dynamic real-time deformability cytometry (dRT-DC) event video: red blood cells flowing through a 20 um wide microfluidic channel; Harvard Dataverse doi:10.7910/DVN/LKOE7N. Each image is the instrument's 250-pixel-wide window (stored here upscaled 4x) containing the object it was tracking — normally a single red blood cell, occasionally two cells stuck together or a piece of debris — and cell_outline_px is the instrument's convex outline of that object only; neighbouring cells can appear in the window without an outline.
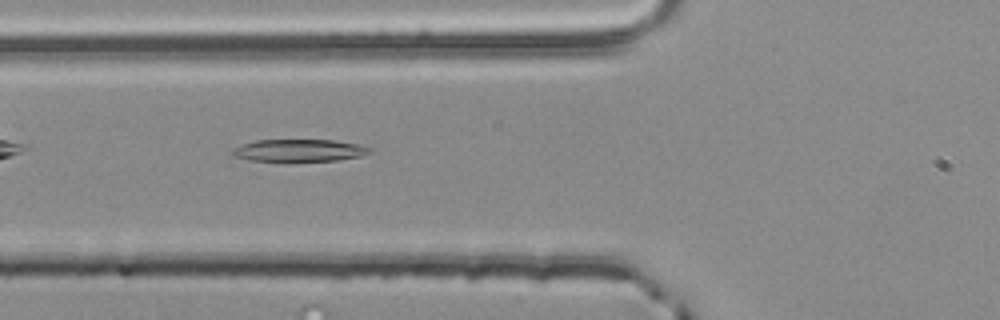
{"species": "common noctule bat (a hibernating species)", "species_latin": "Nyctalus noctula", "temperature_condition": "room temperature", "stored_images_in_passage": 36, "camera_frame_rate_fps": 3000, "um_per_image_px": 0.085, "animal": {"sex": "male", "body_mass_g": 20.4}, "frame": {"image": 1, "passage_image": 5, "time_ms": 1.333, "image_size_px": [1000, 320], "cell_outline_px": [[372, 152], [360, 156], [336, 160], [248, 160], [232, 156], [232, 148], [240, 144], [256, 140], [332, 140], [360, 144], [372, 148]], "centroid_in_image_um": [25.41, 12.76], "position_along_channel_um": 100.4, "area_um2": 17.63}}
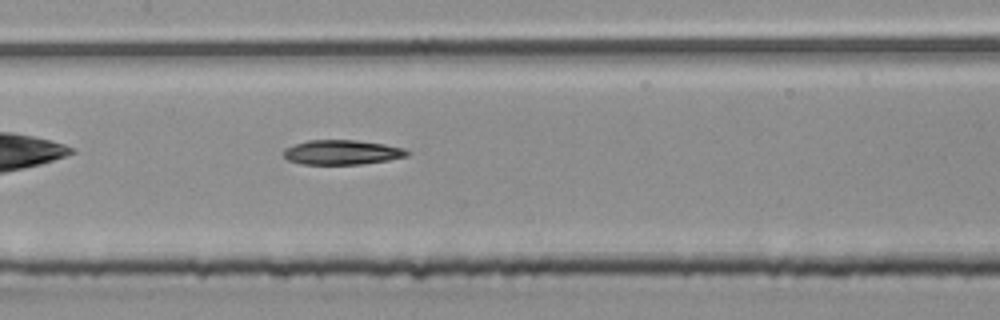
{"frame": {"image": 2, "passage_image": 11, "time_ms": 3.333, "image_size_px": [1000, 320], "cell_outline_px": [[408, 156], [388, 160], [360, 164], [300, 164], [288, 160], [284, 156], [284, 148], [308, 140], [356, 140], [384, 144], [404, 148], [408, 152]], "centroid_in_image_um": [29.06, 12.94], "position_along_channel_um": 178.3, "area_um2": 17.63}}
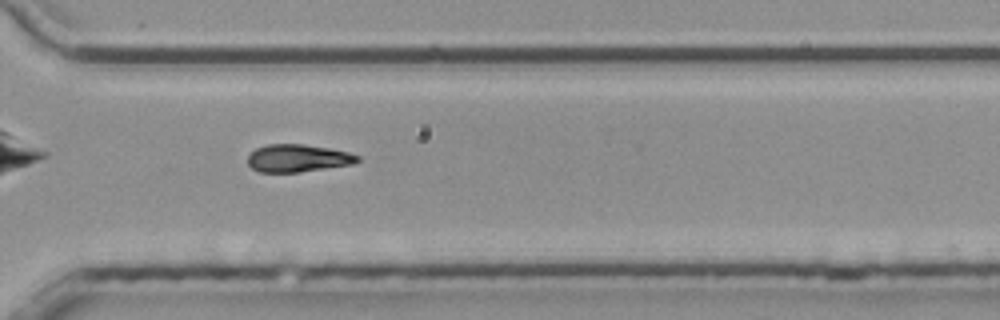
{"frame": {"image": 3, "passage_image": 24, "time_ms": 7.667, "image_size_px": [1000, 320], "cell_outline_px": [[360, 160], [352, 164], [300, 172], [260, 172], [252, 168], [248, 164], [248, 156], [256, 148], [268, 144], [304, 144], [328, 148], [348, 152], [360, 156]], "centroid_in_image_um": [25.31, 13.44], "position_along_channel_um": 345.3, "area_um2": 17.57}}